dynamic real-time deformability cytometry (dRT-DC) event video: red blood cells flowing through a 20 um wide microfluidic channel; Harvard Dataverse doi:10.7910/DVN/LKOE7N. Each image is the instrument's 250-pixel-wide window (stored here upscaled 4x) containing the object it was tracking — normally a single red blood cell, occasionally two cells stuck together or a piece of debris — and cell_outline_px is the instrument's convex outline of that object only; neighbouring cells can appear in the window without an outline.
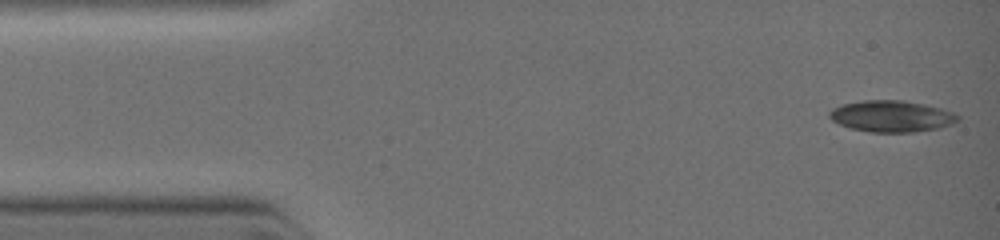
{"species": "common noctule bat (a hibernating species)", "species_latin": "Nyctalus noctula", "temperature_condition": "warm", "stored_images_in_passage": 11, "camera_frame_rate_fps": 3000, "um_per_image_px": 0.085, "animal": {"sex": "female", "body_mass_g": 19.0, "forearm_length_mm": 51.5}, "frame": {"image": 1, "passage_image": 1, "time_ms": 0.0, "image_size_px": [1000, 240], "cell_outline_px": [[960, 120], [952, 124], [940, 128], [912, 132], [868, 132], [852, 128], [840, 124], [832, 120], [828, 116], [828, 112], [832, 108], [844, 104], [864, 100], [904, 100], [924, 104], [940, 108], [952, 112], [960, 116]], "centroid_in_image_um": [75.8, 9.88], "position_along_channel_um": 9.2, "area_um2": 23.52}}
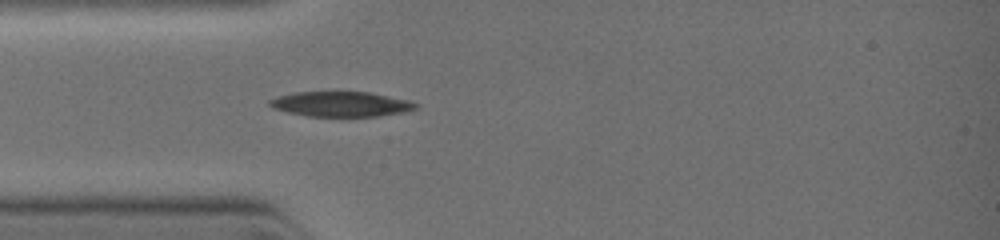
{"frame": {"image": 2, "passage_image": 9, "time_ms": 2.667, "image_size_px": [1000, 240], "cell_outline_px": [[420, 108], [404, 112], [376, 116], [308, 116], [288, 112], [272, 108], [268, 104], [268, 100], [280, 96], [296, 92], [368, 92], [412, 100], [420, 104]], "centroid_in_image_um": [29.05, 8.84], "position_along_channel_um": 55.9, "area_um2": 21.39}}